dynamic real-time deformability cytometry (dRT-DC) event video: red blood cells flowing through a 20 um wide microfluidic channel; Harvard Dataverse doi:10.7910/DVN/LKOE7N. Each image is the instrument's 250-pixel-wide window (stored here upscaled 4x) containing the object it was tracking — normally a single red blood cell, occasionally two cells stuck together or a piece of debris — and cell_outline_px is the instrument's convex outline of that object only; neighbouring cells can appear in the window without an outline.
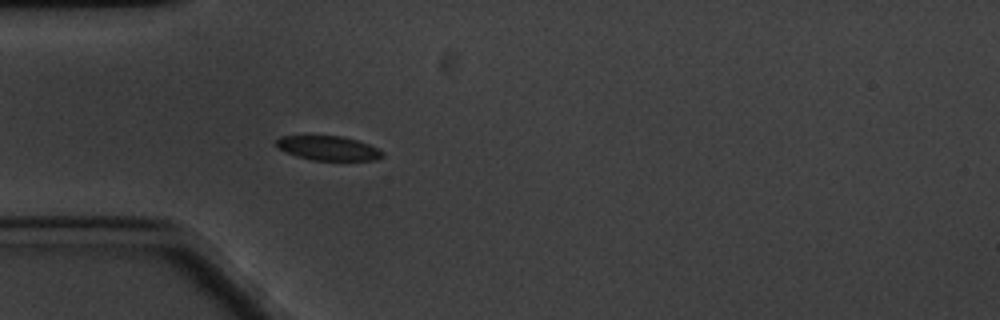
{"species": "common noctule bat (a hibernating species)", "species_latin": "Nyctalus noctula", "temperature_condition": "cold", "stored_images_in_passage": 49, "camera_frame_rate_fps": 3000, "um_per_image_px": 0.085, "animal": {"sex": "male", "body_mass_g": 20.1, "forearm_length_mm": 53.5}, "frame": {"image": 1, "passage_image": 6, "time_ms": 1.667, "image_size_px": [1000, 320], "cell_outline_px": [[384, 156], [376, 160], [312, 160], [296, 156], [280, 148], [276, 144], [276, 140], [280, 136], [344, 136], [368, 144], [384, 152]], "centroid_in_image_um": [27.93, 12.59], "position_along_channel_um": 57.1, "area_um2": 14.91}}
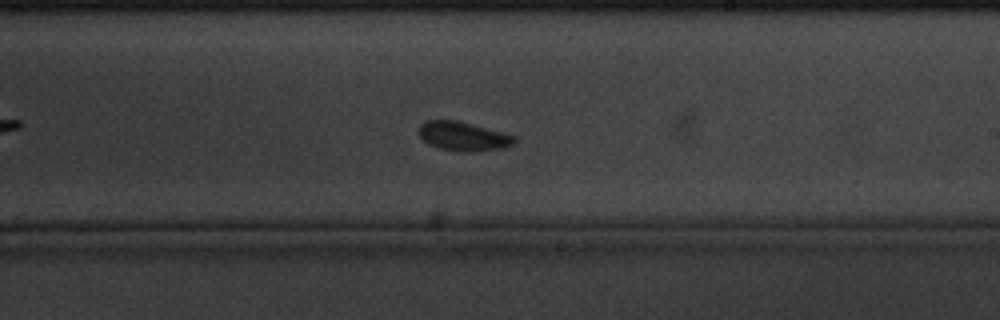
{"frame": {"image": 2, "passage_image": 24, "time_ms": 7.667, "image_size_px": [1000, 320], "cell_outline_px": [[516, 140], [512, 144], [500, 148], [468, 152], [456, 152], [440, 148], [428, 144], [416, 132], [420, 124], [424, 120], [456, 120], [516, 136]], "centroid_in_image_um": [39.29, 11.58], "position_along_channel_um": 249.7, "area_um2": 16.13}}
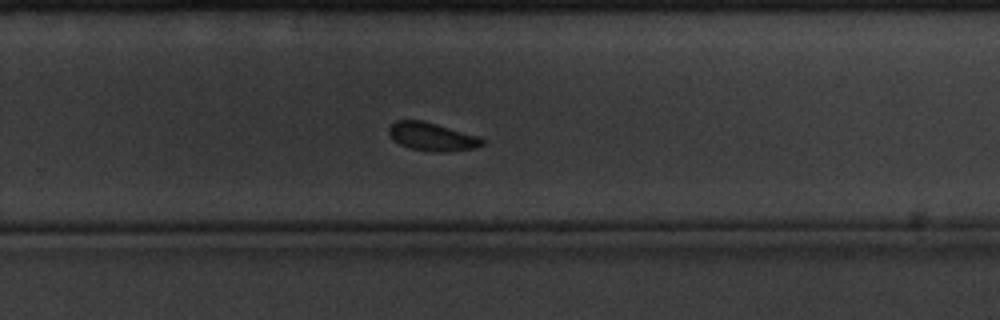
{"frame": {"image": 3, "passage_image": 28, "time_ms": 9.0, "image_size_px": [1000, 320], "cell_outline_px": [[484, 144], [476, 148], [448, 152], [440, 152], [408, 148], [392, 140], [388, 136], [388, 128], [396, 120], [424, 120], [480, 136], [484, 140]], "centroid_in_image_um": [36.72, 11.61], "position_along_channel_um": 293.1, "area_um2": 15.66}}